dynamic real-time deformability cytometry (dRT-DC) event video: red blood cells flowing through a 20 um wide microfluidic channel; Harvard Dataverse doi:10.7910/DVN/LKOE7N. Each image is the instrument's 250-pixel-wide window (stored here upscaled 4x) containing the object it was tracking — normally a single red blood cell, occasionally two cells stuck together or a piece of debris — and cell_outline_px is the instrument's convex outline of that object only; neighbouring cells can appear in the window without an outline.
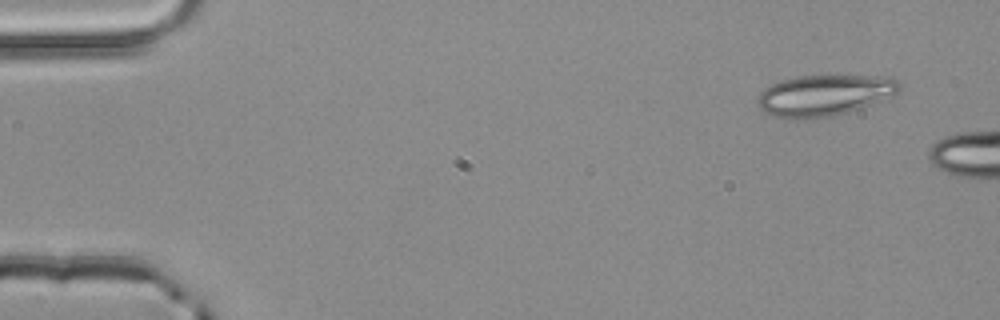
{"species": "common noctule bat (a hibernating species)", "species_latin": "Nyctalus noctula", "temperature_condition": "room temperature", "stored_images_in_passage": 3, "camera_frame_rate_fps": 3000, "um_per_image_px": 0.085, "animal": {"sex": "male", "body_mass_g": 20.4}, "frame": {"image": 1, "passage_image": 1, "time_ms": 0.0, "image_size_px": [1000, 320], "cell_outline_px": [[904, 84], [900, 92], [848, 112], [832, 116], [800, 120], [772, 116], [764, 112], [760, 108], [756, 100], [760, 92], [764, 88], [772, 84], [796, 76], [892, 76], [900, 80]], "centroid_in_image_um": [70.09, 8.1], "position_along_channel_um": 14.9, "area_um2": 34.16}}